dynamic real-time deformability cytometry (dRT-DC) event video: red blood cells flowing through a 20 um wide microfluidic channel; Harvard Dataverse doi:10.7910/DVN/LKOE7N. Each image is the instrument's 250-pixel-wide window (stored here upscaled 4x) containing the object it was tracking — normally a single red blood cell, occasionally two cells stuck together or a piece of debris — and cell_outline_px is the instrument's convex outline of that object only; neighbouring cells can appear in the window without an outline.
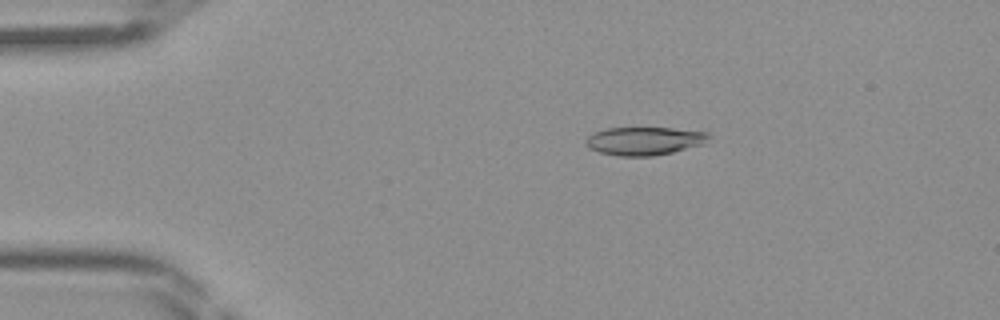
{"species": "Egyptian fruit bat (a non-hibernating species)", "species_latin": "Rousettus aegyptiacus", "temperature_condition": "room temperature", "stored_images_in_passage": 44, "camera_frame_rate_fps": 3000, "um_per_image_px": 0.085, "frame": {"image": 1, "passage_image": 8, "time_ms": 2.333, "image_size_px": [1000, 320], "cell_outline_px": [[712, 136], [704, 144], [672, 152], [652, 156], [620, 156], [600, 152], [588, 148], [584, 144], [584, 140], [588, 136], [596, 132], [608, 128], [672, 128], [708, 132]], "centroid_in_image_um": [54.78, 11.98], "position_along_channel_um": 30.2, "area_um2": 20.23}}
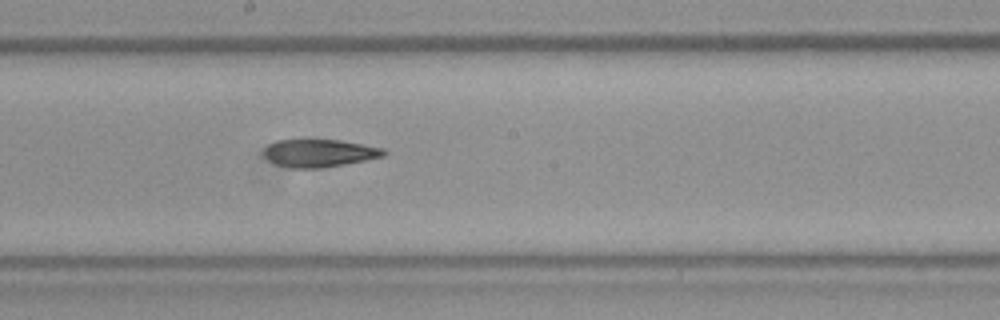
{"frame": {"image": 2, "passage_image": 24, "time_ms": 7.667, "image_size_px": [1000, 320], "cell_outline_px": [[388, 152], [384, 156], [344, 164], [320, 168], [292, 168], [276, 164], [268, 160], [264, 156], [264, 148], [268, 144], [276, 140], [340, 140], [384, 148]], "centroid_in_image_um": [27.13, 13.01], "position_along_channel_um": 221.1, "area_um2": 19.31}}
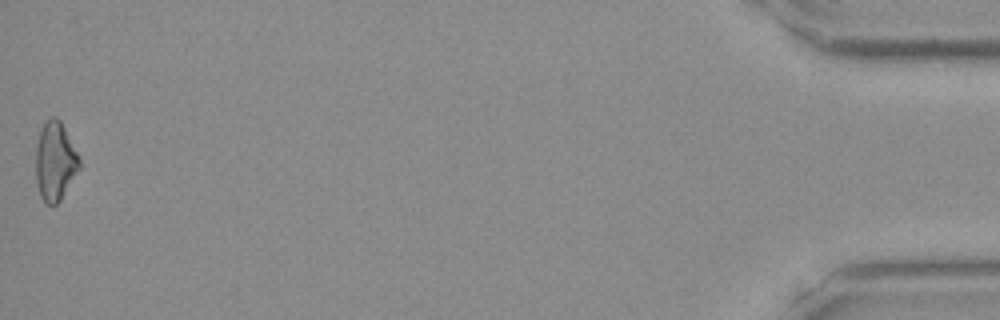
{"frame": {"image": 3, "passage_image": 44, "time_ms": 14.333, "image_size_px": [1000, 320], "cell_outline_px": [[80, 168], [60, 200], [56, 204], [48, 204], [40, 196], [36, 184], [36, 148], [40, 132], [44, 124], [52, 116], [56, 116], [60, 120], [80, 156]], "centroid_in_image_um": [4.69, 13.71], "position_along_channel_um": 430.5, "area_um2": 19.88}}